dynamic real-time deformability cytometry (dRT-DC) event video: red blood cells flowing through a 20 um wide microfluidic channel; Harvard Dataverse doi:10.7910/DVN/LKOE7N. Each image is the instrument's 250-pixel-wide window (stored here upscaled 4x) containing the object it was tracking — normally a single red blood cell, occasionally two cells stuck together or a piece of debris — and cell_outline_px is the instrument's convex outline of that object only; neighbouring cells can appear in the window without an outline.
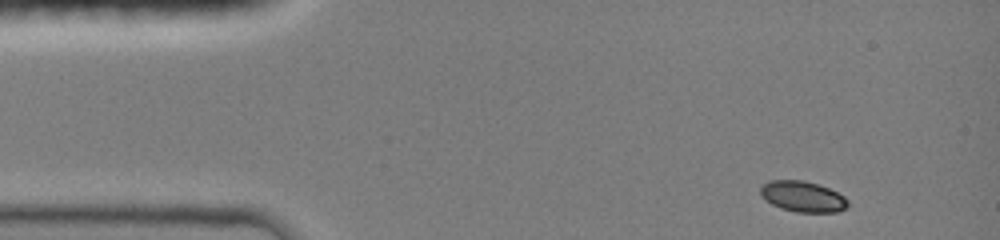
{"species": "common noctule bat (a hibernating species)", "species_latin": "Nyctalus noctula", "temperature_condition": "room temperature", "stored_images_in_passage": 14, "camera_frame_rate_fps": 3000, "um_per_image_px": 0.085, "animal": {"sex": "female", "body_mass_g": 19.0, "forearm_length_mm": 51.5}, "frame": {"image": 1, "passage_image": 1, "time_ms": 0.0, "image_size_px": [1000, 240], "cell_outline_px": [[848, 208], [836, 212], [796, 212], [780, 208], [764, 200], [760, 196], [760, 188], [764, 184], [772, 180], [804, 180], [828, 188], [844, 196], [848, 200]], "centroid_in_image_um": [68.22, 16.71], "position_along_channel_um": 16.8, "area_um2": 15.72}}
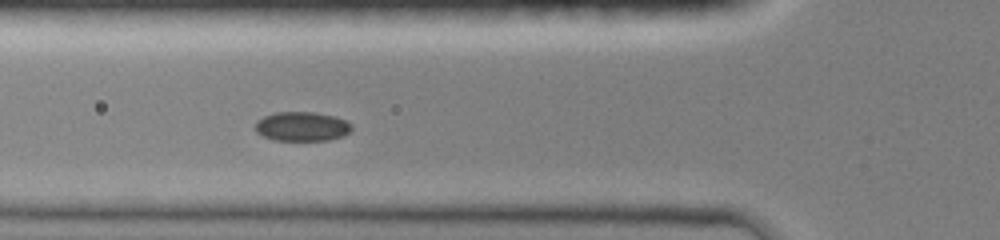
{"frame": {"image": 2, "passage_image": 12, "time_ms": 4.0, "image_size_px": [1000, 240], "cell_outline_px": [[352, 128], [344, 136], [328, 140], [276, 140], [264, 136], [256, 132], [256, 120], [264, 116], [276, 112], [312, 112], [332, 116], [344, 120], [352, 124]], "centroid_in_image_um": [25.66, 10.75], "position_along_channel_um": 100.1, "area_um2": 16.3}}
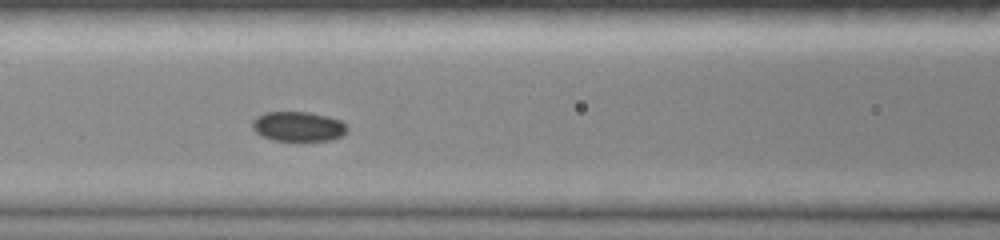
{"frame": {"image": 3, "passage_image": 14, "time_ms": 5.0, "image_size_px": [1000, 240], "cell_outline_px": [[348, 132], [332, 140], [272, 140], [256, 132], [252, 128], [252, 120], [256, 116], [264, 112], [308, 112], [328, 116], [340, 120], [348, 128]], "centroid_in_image_um": [25.34, 10.74], "position_along_channel_um": 141.3, "area_um2": 16.42}}